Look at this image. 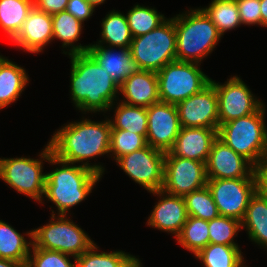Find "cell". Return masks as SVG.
<instances>
[{"label": "cell", "instance_id": "b9f144b4", "mask_svg": "<svg viewBox=\"0 0 267 267\" xmlns=\"http://www.w3.org/2000/svg\"><path fill=\"white\" fill-rule=\"evenodd\" d=\"M261 27H267V0H260Z\"/></svg>", "mask_w": 267, "mask_h": 267}, {"label": "cell", "instance_id": "ee69618b", "mask_svg": "<svg viewBox=\"0 0 267 267\" xmlns=\"http://www.w3.org/2000/svg\"><path fill=\"white\" fill-rule=\"evenodd\" d=\"M90 4H92L94 7H97L103 3H105L106 0H87Z\"/></svg>", "mask_w": 267, "mask_h": 267}, {"label": "cell", "instance_id": "d590c367", "mask_svg": "<svg viewBox=\"0 0 267 267\" xmlns=\"http://www.w3.org/2000/svg\"><path fill=\"white\" fill-rule=\"evenodd\" d=\"M147 145L146 139L137 133L111 128L110 156L117 161L120 157Z\"/></svg>", "mask_w": 267, "mask_h": 267}, {"label": "cell", "instance_id": "52a82bcc", "mask_svg": "<svg viewBox=\"0 0 267 267\" xmlns=\"http://www.w3.org/2000/svg\"><path fill=\"white\" fill-rule=\"evenodd\" d=\"M41 159L27 157L0 158V178L18 193L43 203L46 173L43 161L48 162L53 154L49 143L42 149Z\"/></svg>", "mask_w": 267, "mask_h": 267}, {"label": "cell", "instance_id": "ba28073f", "mask_svg": "<svg viewBox=\"0 0 267 267\" xmlns=\"http://www.w3.org/2000/svg\"><path fill=\"white\" fill-rule=\"evenodd\" d=\"M49 223L32 229V242L36 248L59 251L79 257L94 241L66 215H51Z\"/></svg>", "mask_w": 267, "mask_h": 267}, {"label": "cell", "instance_id": "7402d4cb", "mask_svg": "<svg viewBox=\"0 0 267 267\" xmlns=\"http://www.w3.org/2000/svg\"><path fill=\"white\" fill-rule=\"evenodd\" d=\"M241 229H246L248 238L267 250V195L259 190L251 197Z\"/></svg>", "mask_w": 267, "mask_h": 267}, {"label": "cell", "instance_id": "f1b7e54d", "mask_svg": "<svg viewBox=\"0 0 267 267\" xmlns=\"http://www.w3.org/2000/svg\"><path fill=\"white\" fill-rule=\"evenodd\" d=\"M34 0H0V28L11 41L20 31Z\"/></svg>", "mask_w": 267, "mask_h": 267}, {"label": "cell", "instance_id": "8992f818", "mask_svg": "<svg viewBox=\"0 0 267 267\" xmlns=\"http://www.w3.org/2000/svg\"><path fill=\"white\" fill-rule=\"evenodd\" d=\"M129 50L139 70L159 72L176 60V31L174 17L166 19L157 28L133 37Z\"/></svg>", "mask_w": 267, "mask_h": 267}, {"label": "cell", "instance_id": "e0dca14e", "mask_svg": "<svg viewBox=\"0 0 267 267\" xmlns=\"http://www.w3.org/2000/svg\"><path fill=\"white\" fill-rule=\"evenodd\" d=\"M150 193L157 195L160 199L148 217L147 225L174 234L176 238L181 233L188 218L184 198L168 194L163 190Z\"/></svg>", "mask_w": 267, "mask_h": 267}, {"label": "cell", "instance_id": "1f68e13d", "mask_svg": "<svg viewBox=\"0 0 267 267\" xmlns=\"http://www.w3.org/2000/svg\"><path fill=\"white\" fill-rule=\"evenodd\" d=\"M176 240L179 245L196 255L209 244L208 221L188 216Z\"/></svg>", "mask_w": 267, "mask_h": 267}, {"label": "cell", "instance_id": "3957f363", "mask_svg": "<svg viewBox=\"0 0 267 267\" xmlns=\"http://www.w3.org/2000/svg\"><path fill=\"white\" fill-rule=\"evenodd\" d=\"M48 162L60 167L46 173L44 197L55 204L57 213L51 215H67V212L87 199L94 186L102 178L90 168L63 161L51 155Z\"/></svg>", "mask_w": 267, "mask_h": 267}, {"label": "cell", "instance_id": "7bdbcfd3", "mask_svg": "<svg viewBox=\"0 0 267 267\" xmlns=\"http://www.w3.org/2000/svg\"><path fill=\"white\" fill-rule=\"evenodd\" d=\"M0 267H24V266L16 261L0 258Z\"/></svg>", "mask_w": 267, "mask_h": 267}, {"label": "cell", "instance_id": "7a4b0ae2", "mask_svg": "<svg viewBox=\"0 0 267 267\" xmlns=\"http://www.w3.org/2000/svg\"><path fill=\"white\" fill-rule=\"evenodd\" d=\"M69 57L70 97L75 108L84 114L110 112V106L119 100V85L87 52Z\"/></svg>", "mask_w": 267, "mask_h": 267}, {"label": "cell", "instance_id": "cb8c5ba5", "mask_svg": "<svg viewBox=\"0 0 267 267\" xmlns=\"http://www.w3.org/2000/svg\"><path fill=\"white\" fill-rule=\"evenodd\" d=\"M27 235L29 242L24 236ZM25 235L20 234L10 224L0 220V258L27 264L30 248L32 247V230Z\"/></svg>", "mask_w": 267, "mask_h": 267}, {"label": "cell", "instance_id": "9a60e30c", "mask_svg": "<svg viewBox=\"0 0 267 267\" xmlns=\"http://www.w3.org/2000/svg\"><path fill=\"white\" fill-rule=\"evenodd\" d=\"M147 115V144L168 152L181 130L176 105L159 101L147 107Z\"/></svg>", "mask_w": 267, "mask_h": 267}, {"label": "cell", "instance_id": "5bb4252c", "mask_svg": "<svg viewBox=\"0 0 267 267\" xmlns=\"http://www.w3.org/2000/svg\"><path fill=\"white\" fill-rule=\"evenodd\" d=\"M181 127L218 129V97L210 82L200 92L176 104Z\"/></svg>", "mask_w": 267, "mask_h": 267}, {"label": "cell", "instance_id": "484cf974", "mask_svg": "<svg viewBox=\"0 0 267 267\" xmlns=\"http://www.w3.org/2000/svg\"><path fill=\"white\" fill-rule=\"evenodd\" d=\"M109 109L115 108L114 118L109 119L111 128L121 129L147 137L148 115L147 108L129 105L124 102L116 101ZM116 105V107H115Z\"/></svg>", "mask_w": 267, "mask_h": 267}, {"label": "cell", "instance_id": "d6a6232c", "mask_svg": "<svg viewBox=\"0 0 267 267\" xmlns=\"http://www.w3.org/2000/svg\"><path fill=\"white\" fill-rule=\"evenodd\" d=\"M125 16L132 37L151 32L167 19L163 14L158 13L155 8L139 4L134 5Z\"/></svg>", "mask_w": 267, "mask_h": 267}, {"label": "cell", "instance_id": "30bf717a", "mask_svg": "<svg viewBox=\"0 0 267 267\" xmlns=\"http://www.w3.org/2000/svg\"><path fill=\"white\" fill-rule=\"evenodd\" d=\"M209 188L219 214L242 221L251 197L258 190L257 177L208 179Z\"/></svg>", "mask_w": 267, "mask_h": 267}, {"label": "cell", "instance_id": "ab89813d", "mask_svg": "<svg viewBox=\"0 0 267 267\" xmlns=\"http://www.w3.org/2000/svg\"><path fill=\"white\" fill-rule=\"evenodd\" d=\"M69 0H34V6L49 15L65 11Z\"/></svg>", "mask_w": 267, "mask_h": 267}, {"label": "cell", "instance_id": "ffe728a7", "mask_svg": "<svg viewBox=\"0 0 267 267\" xmlns=\"http://www.w3.org/2000/svg\"><path fill=\"white\" fill-rule=\"evenodd\" d=\"M106 47L101 44H90L87 53L110 74L120 86L124 80L139 69L133 60L129 48Z\"/></svg>", "mask_w": 267, "mask_h": 267}, {"label": "cell", "instance_id": "44dd1931", "mask_svg": "<svg viewBox=\"0 0 267 267\" xmlns=\"http://www.w3.org/2000/svg\"><path fill=\"white\" fill-rule=\"evenodd\" d=\"M119 93L125 98L119 101L129 105L147 108L159 102L157 73L138 70L127 77L119 86Z\"/></svg>", "mask_w": 267, "mask_h": 267}, {"label": "cell", "instance_id": "ac0fdd59", "mask_svg": "<svg viewBox=\"0 0 267 267\" xmlns=\"http://www.w3.org/2000/svg\"><path fill=\"white\" fill-rule=\"evenodd\" d=\"M52 41V15L38 10L35 6L28 14L18 34L11 40L14 46L34 54L42 52Z\"/></svg>", "mask_w": 267, "mask_h": 267}, {"label": "cell", "instance_id": "e575fe53", "mask_svg": "<svg viewBox=\"0 0 267 267\" xmlns=\"http://www.w3.org/2000/svg\"><path fill=\"white\" fill-rule=\"evenodd\" d=\"M209 243L238 246L234 238L241 229V221L232 217L217 216L208 221Z\"/></svg>", "mask_w": 267, "mask_h": 267}, {"label": "cell", "instance_id": "603a6c76", "mask_svg": "<svg viewBox=\"0 0 267 267\" xmlns=\"http://www.w3.org/2000/svg\"><path fill=\"white\" fill-rule=\"evenodd\" d=\"M28 73L5 57L0 62V109L17 101L29 83Z\"/></svg>", "mask_w": 267, "mask_h": 267}, {"label": "cell", "instance_id": "2e32d148", "mask_svg": "<svg viewBox=\"0 0 267 267\" xmlns=\"http://www.w3.org/2000/svg\"><path fill=\"white\" fill-rule=\"evenodd\" d=\"M256 167L217 138L210 150L206 173L208 179L257 177Z\"/></svg>", "mask_w": 267, "mask_h": 267}, {"label": "cell", "instance_id": "4fadbf2b", "mask_svg": "<svg viewBox=\"0 0 267 267\" xmlns=\"http://www.w3.org/2000/svg\"><path fill=\"white\" fill-rule=\"evenodd\" d=\"M218 97L219 124L255 113L264 103L252 94L244 81L237 75L224 84L210 81Z\"/></svg>", "mask_w": 267, "mask_h": 267}, {"label": "cell", "instance_id": "6da1fadb", "mask_svg": "<svg viewBox=\"0 0 267 267\" xmlns=\"http://www.w3.org/2000/svg\"><path fill=\"white\" fill-rule=\"evenodd\" d=\"M111 124L109 118L91 121L84 118L64 124L53 134L49 145L53 155L69 163H81L103 176L105 168L101 164L89 163L91 158L110 154ZM92 164V165H90Z\"/></svg>", "mask_w": 267, "mask_h": 267}, {"label": "cell", "instance_id": "60d3db41", "mask_svg": "<svg viewBox=\"0 0 267 267\" xmlns=\"http://www.w3.org/2000/svg\"><path fill=\"white\" fill-rule=\"evenodd\" d=\"M255 171L258 181V190L267 195V154L258 163Z\"/></svg>", "mask_w": 267, "mask_h": 267}, {"label": "cell", "instance_id": "836d02e7", "mask_svg": "<svg viewBox=\"0 0 267 267\" xmlns=\"http://www.w3.org/2000/svg\"><path fill=\"white\" fill-rule=\"evenodd\" d=\"M183 198L188 216L210 221L220 215L207 185L185 195Z\"/></svg>", "mask_w": 267, "mask_h": 267}, {"label": "cell", "instance_id": "4316f807", "mask_svg": "<svg viewBox=\"0 0 267 267\" xmlns=\"http://www.w3.org/2000/svg\"><path fill=\"white\" fill-rule=\"evenodd\" d=\"M95 243L82 255L76 258L77 267H142L136 256L122 250L111 252L98 251Z\"/></svg>", "mask_w": 267, "mask_h": 267}, {"label": "cell", "instance_id": "8fae6325", "mask_svg": "<svg viewBox=\"0 0 267 267\" xmlns=\"http://www.w3.org/2000/svg\"><path fill=\"white\" fill-rule=\"evenodd\" d=\"M165 152L149 144L130 154L120 157L116 164L135 183L148 192L162 190L164 184Z\"/></svg>", "mask_w": 267, "mask_h": 267}, {"label": "cell", "instance_id": "5b68a950", "mask_svg": "<svg viewBox=\"0 0 267 267\" xmlns=\"http://www.w3.org/2000/svg\"><path fill=\"white\" fill-rule=\"evenodd\" d=\"M263 104L255 113L223 123L218 138L255 167L267 154V127Z\"/></svg>", "mask_w": 267, "mask_h": 267}, {"label": "cell", "instance_id": "f35d334b", "mask_svg": "<svg viewBox=\"0 0 267 267\" xmlns=\"http://www.w3.org/2000/svg\"><path fill=\"white\" fill-rule=\"evenodd\" d=\"M66 11L84 23V21L91 18L95 11V7L87 0H69Z\"/></svg>", "mask_w": 267, "mask_h": 267}, {"label": "cell", "instance_id": "9c48e42d", "mask_svg": "<svg viewBox=\"0 0 267 267\" xmlns=\"http://www.w3.org/2000/svg\"><path fill=\"white\" fill-rule=\"evenodd\" d=\"M157 79L160 101L175 105L200 92L211 81L199 63L177 60L157 72Z\"/></svg>", "mask_w": 267, "mask_h": 267}, {"label": "cell", "instance_id": "f546056e", "mask_svg": "<svg viewBox=\"0 0 267 267\" xmlns=\"http://www.w3.org/2000/svg\"><path fill=\"white\" fill-rule=\"evenodd\" d=\"M204 267H244V257L239 246L209 243L196 255Z\"/></svg>", "mask_w": 267, "mask_h": 267}, {"label": "cell", "instance_id": "8d00e7d4", "mask_svg": "<svg viewBox=\"0 0 267 267\" xmlns=\"http://www.w3.org/2000/svg\"><path fill=\"white\" fill-rule=\"evenodd\" d=\"M31 250L25 267H77L76 258L74 257L73 263L69 258L70 255L59 251L36 248L33 244Z\"/></svg>", "mask_w": 267, "mask_h": 267}, {"label": "cell", "instance_id": "f6af8a7d", "mask_svg": "<svg viewBox=\"0 0 267 267\" xmlns=\"http://www.w3.org/2000/svg\"><path fill=\"white\" fill-rule=\"evenodd\" d=\"M5 57H3L2 55H0V62L4 59Z\"/></svg>", "mask_w": 267, "mask_h": 267}, {"label": "cell", "instance_id": "74e56055", "mask_svg": "<svg viewBox=\"0 0 267 267\" xmlns=\"http://www.w3.org/2000/svg\"><path fill=\"white\" fill-rule=\"evenodd\" d=\"M239 9V17L243 25L261 26L260 0H235Z\"/></svg>", "mask_w": 267, "mask_h": 267}, {"label": "cell", "instance_id": "83f0119b", "mask_svg": "<svg viewBox=\"0 0 267 267\" xmlns=\"http://www.w3.org/2000/svg\"><path fill=\"white\" fill-rule=\"evenodd\" d=\"M101 27V39L96 44L105 45L106 43L107 47H116V49L130 48L133 37L124 14L113 9L103 18Z\"/></svg>", "mask_w": 267, "mask_h": 267}, {"label": "cell", "instance_id": "d6986e66", "mask_svg": "<svg viewBox=\"0 0 267 267\" xmlns=\"http://www.w3.org/2000/svg\"><path fill=\"white\" fill-rule=\"evenodd\" d=\"M218 138V129L204 127H181V130L169 152L182 157L206 163L214 141Z\"/></svg>", "mask_w": 267, "mask_h": 267}, {"label": "cell", "instance_id": "277c9868", "mask_svg": "<svg viewBox=\"0 0 267 267\" xmlns=\"http://www.w3.org/2000/svg\"><path fill=\"white\" fill-rule=\"evenodd\" d=\"M176 60L201 64L221 40L215 24L202 8L174 16Z\"/></svg>", "mask_w": 267, "mask_h": 267}, {"label": "cell", "instance_id": "4dcf8cb0", "mask_svg": "<svg viewBox=\"0 0 267 267\" xmlns=\"http://www.w3.org/2000/svg\"><path fill=\"white\" fill-rule=\"evenodd\" d=\"M223 36L228 30L240 27L239 9L235 0H212L202 8Z\"/></svg>", "mask_w": 267, "mask_h": 267}, {"label": "cell", "instance_id": "d4e9b609", "mask_svg": "<svg viewBox=\"0 0 267 267\" xmlns=\"http://www.w3.org/2000/svg\"><path fill=\"white\" fill-rule=\"evenodd\" d=\"M53 22V40L59 39L62 41V47L69 49V51L64 54L70 55L75 53H86L89 45L82 46L81 43L76 45L75 42L79 40L80 35L82 34L83 22L76 19L69 12L61 11L52 15ZM75 44V45H74ZM71 46V47H70Z\"/></svg>", "mask_w": 267, "mask_h": 267}, {"label": "cell", "instance_id": "7c38bea8", "mask_svg": "<svg viewBox=\"0 0 267 267\" xmlns=\"http://www.w3.org/2000/svg\"><path fill=\"white\" fill-rule=\"evenodd\" d=\"M206 163L165 152L164 184L162 190L168 194L184 197L207 185Z\"/></svg>", "mask_w": 267, "mask_h": 267}]
</instances>
